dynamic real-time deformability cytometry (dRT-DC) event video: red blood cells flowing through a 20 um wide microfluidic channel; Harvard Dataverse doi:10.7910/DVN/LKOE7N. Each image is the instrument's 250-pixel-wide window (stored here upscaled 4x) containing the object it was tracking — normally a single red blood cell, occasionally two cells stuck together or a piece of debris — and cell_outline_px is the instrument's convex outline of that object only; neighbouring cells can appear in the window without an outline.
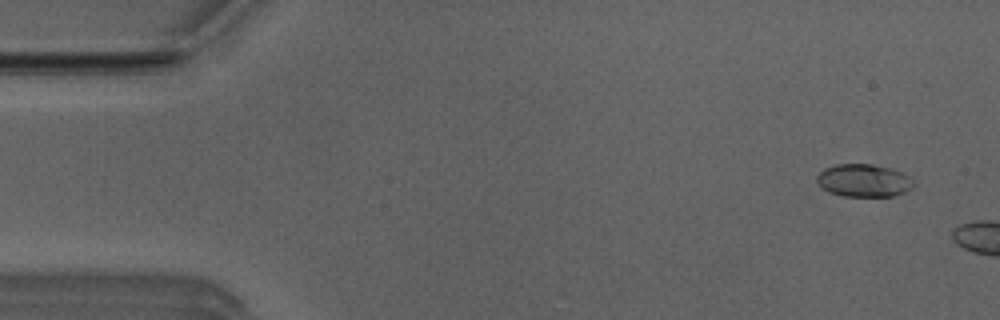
{"species": "Egyptian fruit bat (a non-hibernating species)", "species_latin": "Rousettus aegyptiacus", "temperature_condition": "room temperature", "stored_images_in_passage": 7, "camera_frame_rate_fps": 3000, "um_per_image_px": 0.085, "animal": {"sex": "male"}, "frame": {"image": 1, "passage_image": 3, "time_ms": 0.667, "image_size_px": [1000, 320], "cell_outline_px": [[916, 184], [912, 188], [904, 192], [892, 196], [844, 196], [828, 192], [820, 188], [816, 184], [816, 176], [824, 168], [836, 164], [872, 164], [888, 168], [900, 172], [908, 176]], "centroid_in_image_um": [73.36, 15.35], "position_along_channel_um": 11.6, "area_um2": 18.55}}